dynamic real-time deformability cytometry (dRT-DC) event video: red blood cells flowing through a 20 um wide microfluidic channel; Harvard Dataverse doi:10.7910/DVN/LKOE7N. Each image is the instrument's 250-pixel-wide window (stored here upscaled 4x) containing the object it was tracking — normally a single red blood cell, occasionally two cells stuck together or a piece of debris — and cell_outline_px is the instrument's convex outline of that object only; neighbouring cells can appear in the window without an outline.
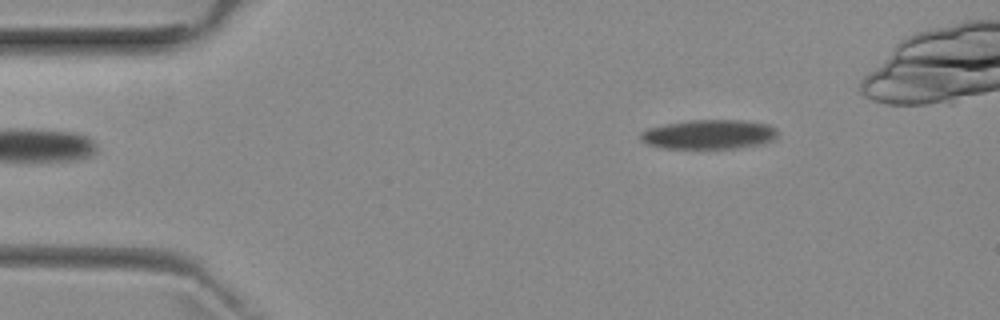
{"species": "common noctule bat (a hibernating species)", "species_latin": "Nyctalus noctula", "temperature_condition": "room temperature", "stored_images_in_passage": 6, "camera_frame_rate_fps": 3000, "um_per_image_px": 0.085, "animal": {"sex": "female", "body_mass_g": 29.2, "forearm_length_mm": 56.3}, "frame": {"image": 1, "passage_image": 6, "time_ms": 5.667, "image_size_px": [1000, 320], "cell_outline_px": [[776, 136], [772, 140], [764, 144], [736, 148], [660, 148], [648, 144], [640, 140], [640, 132], [648, 128], [664, 124], [692, 120], [744, 120], [768, 124], [776, 128]], "centroid_in_image_um": [60.25, 11.42], "position_along_channel_um": 24.7, "area_um2": 23.58}}